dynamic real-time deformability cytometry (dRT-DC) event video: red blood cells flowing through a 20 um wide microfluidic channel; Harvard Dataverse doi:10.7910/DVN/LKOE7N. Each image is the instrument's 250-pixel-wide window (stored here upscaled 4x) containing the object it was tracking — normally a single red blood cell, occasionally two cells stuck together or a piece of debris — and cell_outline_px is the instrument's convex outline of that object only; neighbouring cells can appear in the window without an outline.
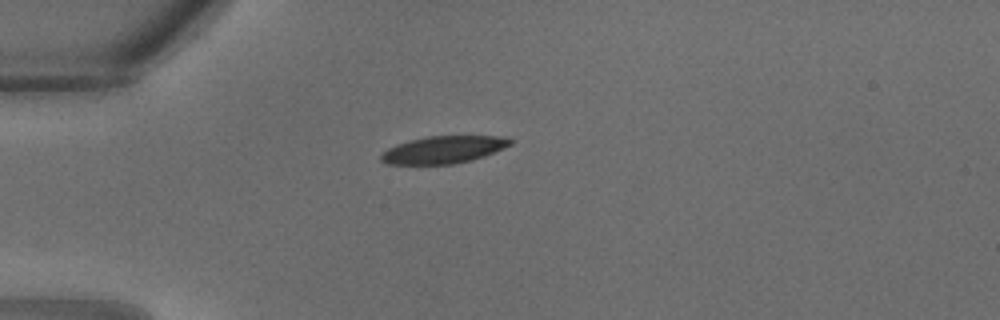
{"species": "common noctule bat (a hibernating species)", "species_latin": "Nyctalus noctula", "temperature_condition": "warm", "stored_images_in_passage": 24, "camera_frame_rate_fps": 3000, "um_per_image_px": 0.085, "animal": {"sex": "male", "body_mass_g": 18.8}, "frame": {"image": 1, "passage_image": 1, "time_ms": 0.0, "image_size_px": [1000, 320], "cell_outline_px": [[512, 144], [504, 148], [484, 156], [472, 160], [452, 164], [388, 164], [380, 160], [380, 156], [388, 148], [396, 144], [408, 140], [428, 136], [508, 136], [512, 140]], "centroid_in_image_um": [37.71, 12.71], "position_along_channel_um": 47.3, "area_um2": 20.63}}
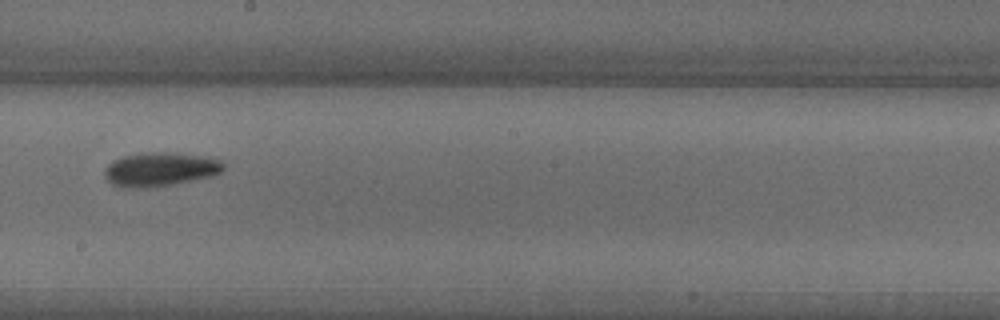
{"frame": {"image": 2, "passage_image": 11, "time_ms": 3.333, "image_size_px": [1000, 320], "cell_outline_px": [[224, 168], [220, 172], [212, 176], [156, 188], [120, 188], [112, 184], [104, 176], [104, 168], [112, 160], [124, 156], [156, 152], [176, 152], [208, 156], [220, 160], [224, 164]], "centroid_in_image_um": [13.61, 14.4], "position_along_channel_um": 234.6, "area_um2": 23.93}}
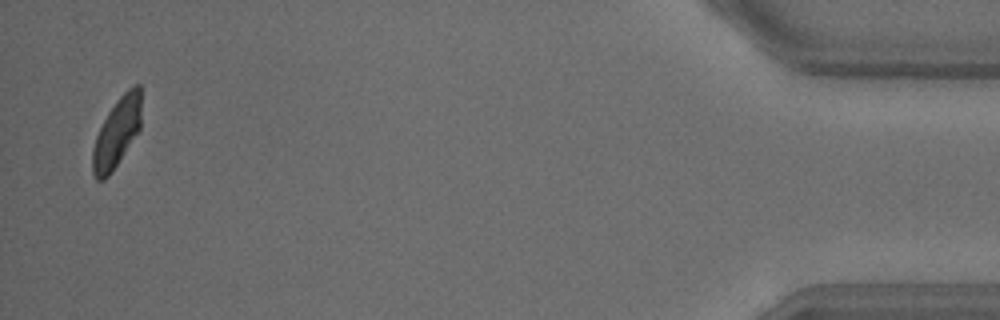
{"frame": {"image": 3, "passage_image": 24, "time_ms": 7.667, "image_size_px": [1000, 320], "cell_outline_px": [[140, 128], [112, 172], [104, 180], [96, 180], [92, 172], [92, 148], [96, 136], [108, 112], [116, 100], [132, 84], [140, 84]], "centroid_in_image_um": [9.91, 11.28], "position_along_channel_um": 425.3, "area_um2": 19.54}}